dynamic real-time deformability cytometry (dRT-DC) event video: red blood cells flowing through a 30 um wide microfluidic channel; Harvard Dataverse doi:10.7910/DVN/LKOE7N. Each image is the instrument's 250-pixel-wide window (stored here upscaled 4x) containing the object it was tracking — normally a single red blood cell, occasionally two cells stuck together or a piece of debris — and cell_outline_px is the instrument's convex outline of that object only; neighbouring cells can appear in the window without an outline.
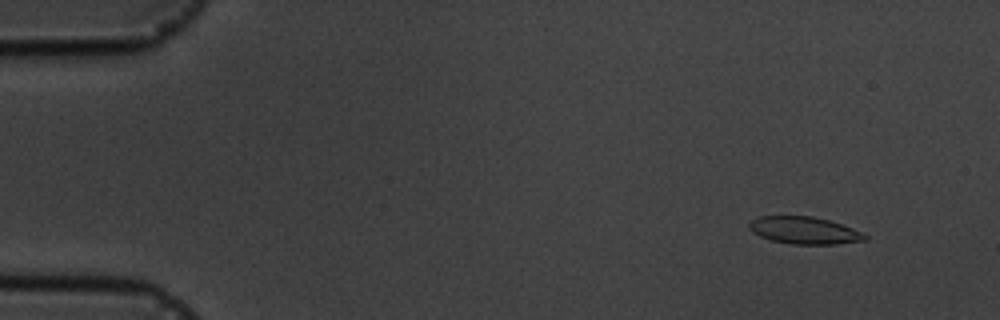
{"species": "common noctule bat (a hibernating species)", "species_latin": "Nyctalus noctula", "temperature_condition": "cold", "stored_images_in_passage": 6, "camera_frame_rate_fps": 3000, "um_per_image_px": 0.085, "animal": {"sex": "male", "body_mass_g": 19.5, "forearm_length_mm": 54.6}, "frame": {"image": 1, "passage_image": 2, "time_ms": 1.0, "image_size_px": [1000, 320], "cell_outline_px": [[868, 240], [836, 244], [792, 244], [772, 240], [760, 236], [752, 232], [748, 228], [748, 224], [752, 220], [760, 216], [812, 216], [828, 220], [852, 228], [868, 236]], "centroid_in_image_um": [68.35, 19.58], "position_along_channel_um": 16.6, "area_um2": 18.26}}
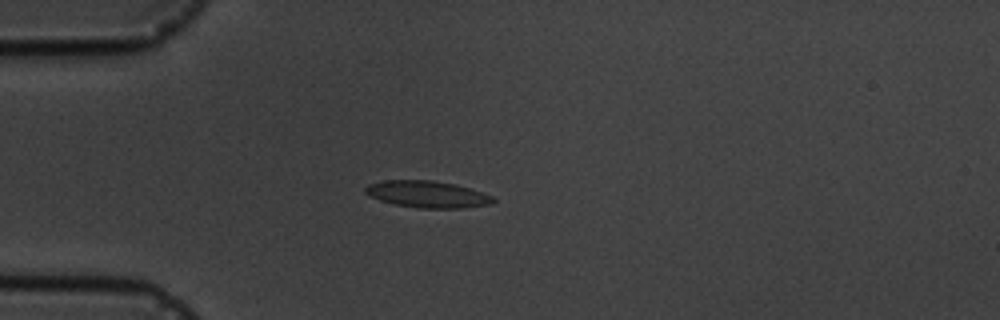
{"frame": {"image": 2, "passage_image": 4, "time_ms": 4.333, "image_size_px": [1000, 320], "cell_outline_px": [[496, 200], [492, 204], [464, 208], [420, 208], [396, 204], [380, 200], [364, 192], [364, 188], [368, 184], [384, 180], [432, 180], [456, 184], [492, 196]], "centroid_in_image_um": [36.33, 16.51], "position_along_channel_um": 48.7, "area_um2": 19.83}}
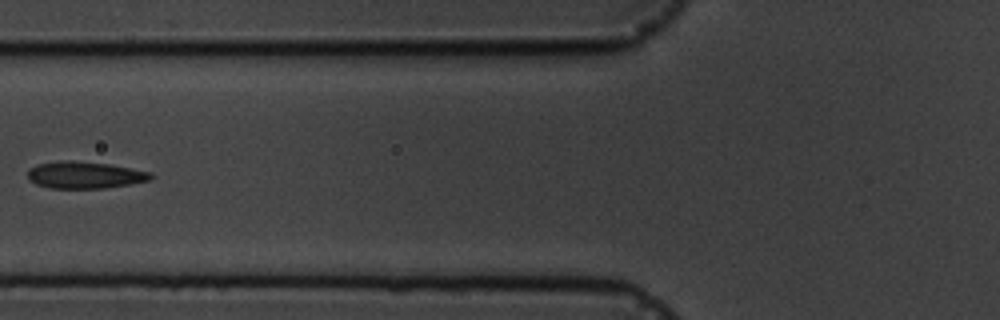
{"frame": {"image": 3, "passage_image": 6, "time_ms": 6.667, "image_size_px": [1000, 320], "cell_outline_px": [[156, 176], [152, 180], [132, 184], [104, 188], [48, 188], [36, 184], [28, 180], [28, 172], [36, 164], [68, 160], [72, 160], [108, 164], [152, 172]], "centroid_in_image_um": [7.26, 14.88], "position_along_channel_um": 118.5, "area_um2": 19.42}}